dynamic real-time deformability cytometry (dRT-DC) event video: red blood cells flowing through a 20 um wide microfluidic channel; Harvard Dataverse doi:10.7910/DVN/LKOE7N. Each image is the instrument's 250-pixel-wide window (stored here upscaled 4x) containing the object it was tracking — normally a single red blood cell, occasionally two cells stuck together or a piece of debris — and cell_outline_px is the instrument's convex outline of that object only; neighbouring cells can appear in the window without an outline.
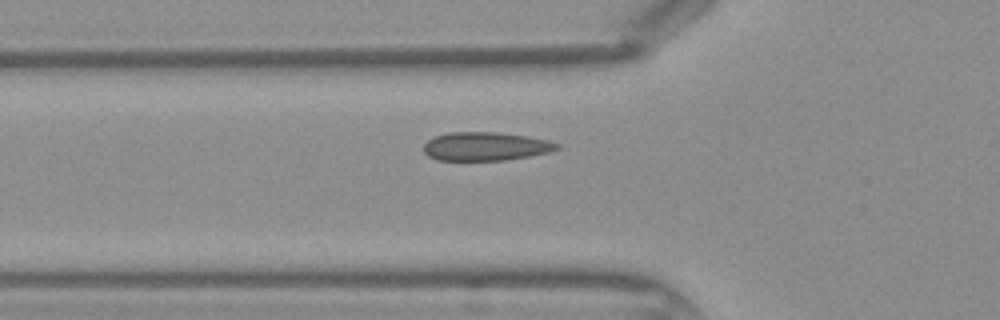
{"species": "Egyptian fruit bat (a non-hibernating species)", "species_latin": "Rousettus aegyptiacus", "temperature_condition": "warm", "stored_images_in_passage": 37, "camera_frame_rate_fps": 3000, "um_per_image_px": 0.085, "frame": {"image": 1, "passage_image": 12, "time_ms": 3.667, "image_size_px": [1000, 320], "cell_outline_px": [[560, 148], [548, 152], [528, 156], [504, 160], [436, 160], [428, 156], [424, 152], [424, 144], [428, 140], [436, 136], [448, 132], [496, 132], [528, 136], [548, 140], [560, 144]], "centroid_in_image_um": [41.27, 12.44], "position_along_channel_um": 84.5, "area_um2": 22.14}}
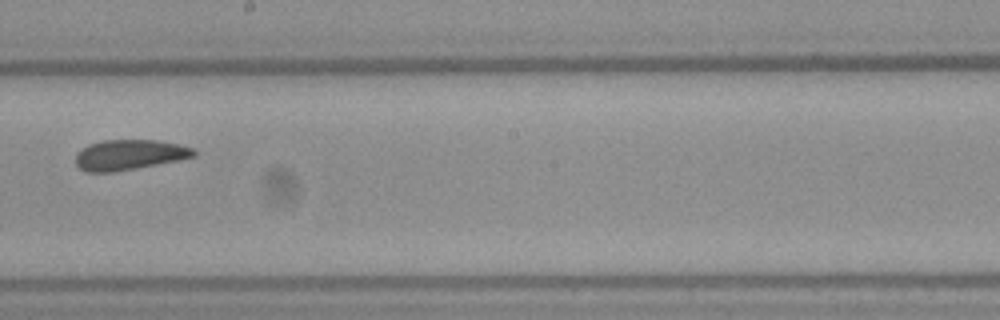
{"frame": {"image": 2, "passage_image": 22, "time_ms": 7.0, "image_size_px": [1000, 320], "cell_outline_px": [[196, 156], [156, 164], [112, 172], [84, 172], [76, 164], [76, 152], [88, 144], [104, 140], [156, 140], [176, 144], [192, 148], [196, 152]], "centroid_in_image_um": [10.93, 13.15], "position_along_channel_um": 237.3, "area_um2": 20.58}}
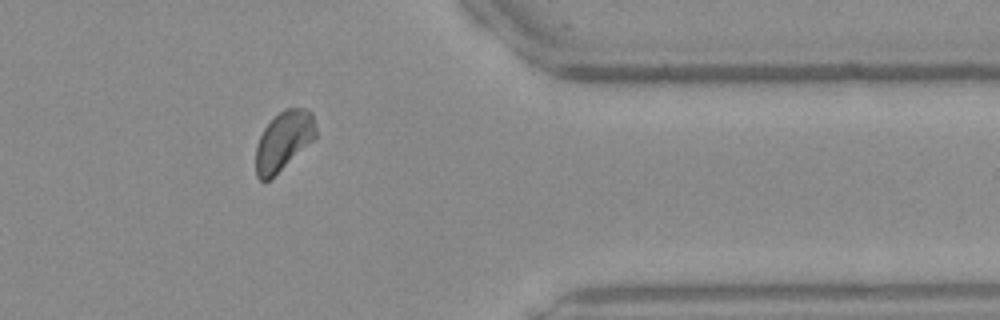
{"frame": {"image": 3, "passage_image": 33, "time_ms": 10.667, "image_size_px": [1000, 320], "cell_outline_px": [[316, 136], [312, 140], [268, 180], [260, 180], [256, 176], [256, 144], [264, 128], [284, 108], [304, 108], [312, 112], [316, 128]], "centroid_in_image_um": [24.09, 11.93], "position_along_channel_um": 387.3, "area_um2": 20.06}}